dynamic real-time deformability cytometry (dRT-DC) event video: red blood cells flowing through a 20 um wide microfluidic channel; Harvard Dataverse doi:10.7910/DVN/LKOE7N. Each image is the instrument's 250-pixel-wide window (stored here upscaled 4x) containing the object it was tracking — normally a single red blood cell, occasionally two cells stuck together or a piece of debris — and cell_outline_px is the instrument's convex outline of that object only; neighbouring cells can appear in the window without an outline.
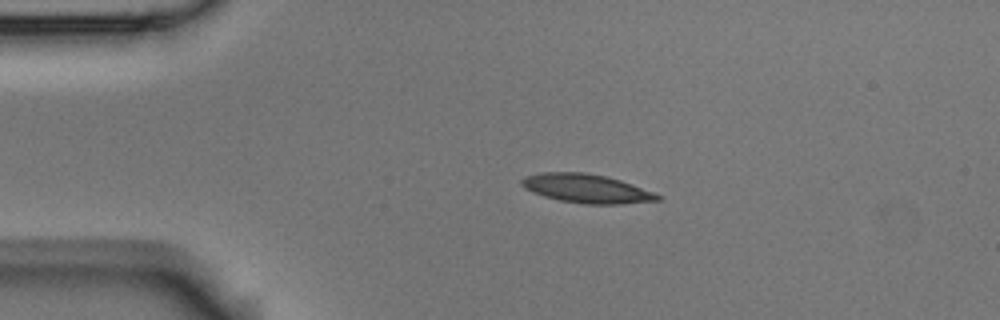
{"species": "Egyptian fruit bat (a non-hibernating species)", "species_latin": "Rousettus aegyptiacus", "temperature_condition": "room temperature", "stored_images_in_passage": 3, "camera_frame_rate_fps": 3000, "um_per_image_px": 0.085, "animal": {"sex": "male"}, "frame": {"image": 1, "passage_image": 2, "time_ms": 0.333, "image_size_px": [1000, 320], "cell_outline_px": [[660, 200], [620, 204], [584, 204], [560, 200], [544, 196], [532, 192], [524, 188], [520, 184], [520, 180], [524, 176], [540, 172], [584, 172], [604, 176], [620, 180], [632, 184], [652, 192], [660, 196]], "centroid_in_image_um": [49.79, 16.02], "position_along_channel_um": 35.2, "area_um2": 22.72}}